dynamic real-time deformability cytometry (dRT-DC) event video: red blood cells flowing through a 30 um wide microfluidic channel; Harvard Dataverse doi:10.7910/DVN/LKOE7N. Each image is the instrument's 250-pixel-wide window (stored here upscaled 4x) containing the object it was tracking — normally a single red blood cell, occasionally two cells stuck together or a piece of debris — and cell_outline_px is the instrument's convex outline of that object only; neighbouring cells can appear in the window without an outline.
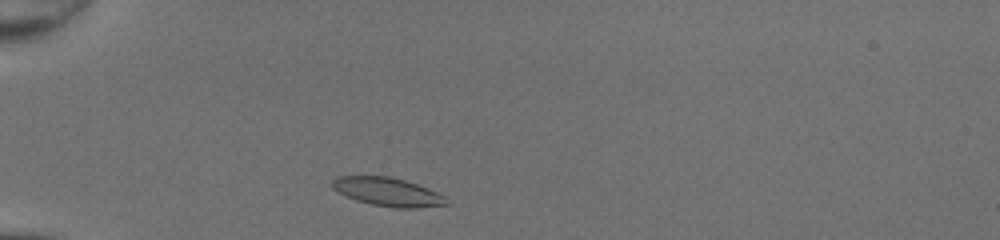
{"species": "common noctule bat (a hibernating species)", "species_latin": "Nyctalus noctula", "temperature_condition": "room temperature", "stored_images_in_passage": 30, "camera_frame_rate_fps": 3000, "um_per_image_px": 0.085, "animal": {"sex": "female", "body_mass_g": 20.0, "forearm_length_mm": 54.0}, "frame": {"image": 1, "passage_image": 2, "time_ms": 0.333, "image_size_px": [1000, 240], "cell_outline_px": [[452, 204], [416, 208], [396, 208], [372, 204], [356, 200], [344, 196], [332, 188], [332, 180], [336, 176], [388, 176], [404, 180], [428, 188], [444, 196]], "centroid_in_image_um": [32.95, 16.31], "position_along_channel_um": 52.1, "area_um2": 19.02}}
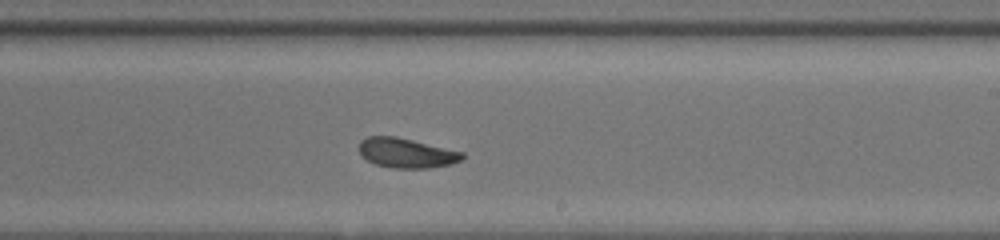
{"frame": {"image": 2, "passage_image": 18, "time_ms": 5.667, "image_size_px": [1000, 240], "cell_outline_px": [[464, 156], [460, 160], [452, 164], [428, 168], [396, 168], [376, 164], [368, 160], [360, 152], [360, 140], [368, 136], [396, 136], [464, 152]], "centroid_in_image_um": [34.57, 12.99], "position_along_channel_um": 254.4, "area_um2": 17.69}}
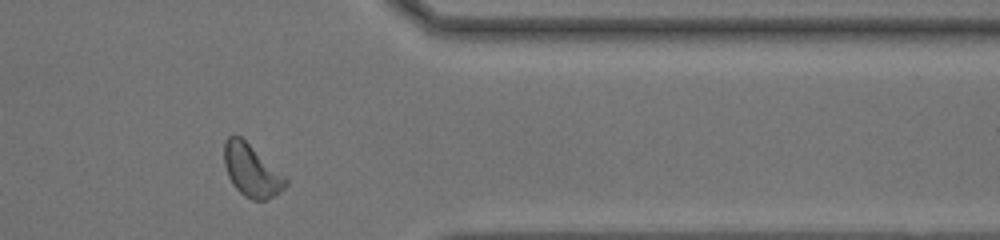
{"frame": {"image": 3, "passage_image": 28, "time_ms": 9.0, "image_size_px": [1000, 240], "cell_outline_px": [[288, 184], [280, 192], [264, 200], [252, 200], [244, 196], [232, 184], [228, 176], [224, 164], [224, 140], [232, 132], [240, 136], [284, 176], [288, 180]], "centroid_in_image_um": [21.33, 14.48], "position_along_channel_um": 390.1, "area_um2": 18.55}, "authors_computed_cell_mechanics": {"area_um2": 18.5249, "velocity_mm_per_s": 4.3024, "shape_relaxation_time_tau1_ms": 4.1528, "shape_relaxation_time_tau2_ms": 5.2941, "deformation_change_tau1": 0.1141, "deformation_change_tau2": 0.1132}}